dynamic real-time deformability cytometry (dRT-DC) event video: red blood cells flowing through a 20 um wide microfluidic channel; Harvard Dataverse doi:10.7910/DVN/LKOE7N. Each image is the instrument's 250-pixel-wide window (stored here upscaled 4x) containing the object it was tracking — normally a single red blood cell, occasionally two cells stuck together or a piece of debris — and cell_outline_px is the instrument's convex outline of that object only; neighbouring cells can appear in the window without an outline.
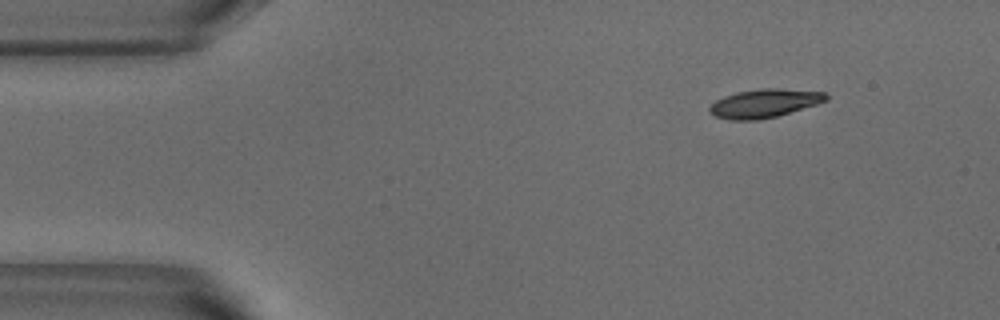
{"species": "common noctule bat (a hibernating species)", "species_latin": "Nyctalus noctula", "temperature_condition": "warm", "stored_images_in_passage": 48, "camera_frame_rate_fps": 3000, "um_per_image_px": 0.085, "animal": {"sex": "male", "body_mass_g": 18.8}, "frame": {"image": 1, "passage_image": 1, "time_ms": 0.0, "image_size_px": [1000, 320], "cell_outline_px": [[828, 100], [816, 104], [776, 116], [756, 120], [728, 120], [712, 116], [708, 112], [708, 108], [716, 100], [724, 96], [736, 92], [760, 88], [776, 88], [824, 92], [828, 96]], "centroid_in_image_um": [64.91, 8.78], "position_along_channel_um": 20.1, "area_um2": 19.36}}
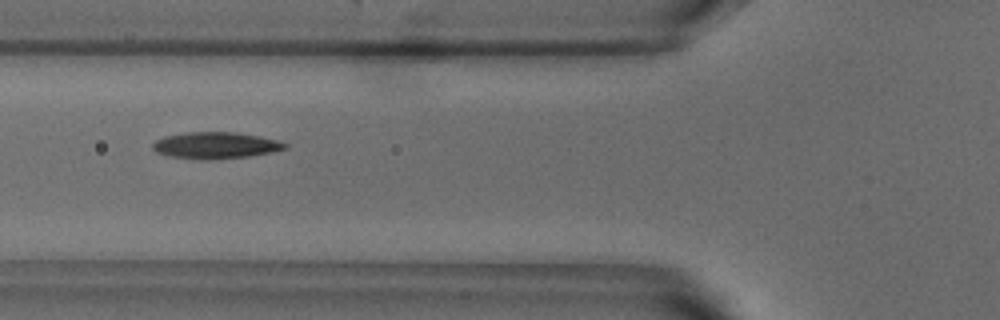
{"frame": {"image": 2, "passage_image": 14, "time_ms": 4.333, "image_size_px": [1000, 320], "cell_outline_px": [[288, 148], [272, 152], [248, 156], [168, 156], [156, 152], [152, 148], [152, 144], [156, 140], [164, 136], [188, 132], [236, 132], [260, 136], [276, 140], [288, 144]], "centroid_in_image_um": [18.36, 12.29], "position_along_channel_um": 107.4, "area_um2": 19.31}}
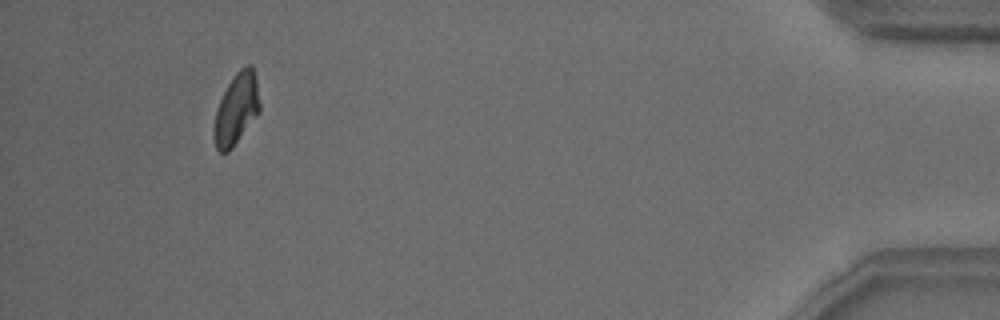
{"frame": {"image": 3, "passage_image": 44, "time_ms": 14.333, "image_size_px": [1000, 320], "cell_outline_px": [[260, 112], [232, 148], [228, 152], [220, 152], [216, 148], [212, 136], [212, 132], [216, 108], [232, 76], [240, 68], [248, 64], [252, 64], [256, 80], [260, 104]], "centroid_in_image_um": [20.07, 9.27], "position_along_channel_um": 415.1, "area_um2": 19.19}, "authors_computed_cell_mechanics": {"area_um2": 19.8832, "velocity_mm_per_s": 3.7789, "shape_relaxation_time_tau1_ms": 5.1612, "shape_relaxation_time_tau2_ms": 9.753, "deformation_change_tau1": 0.1603, "deformation_change_tau2": 0.1542}}